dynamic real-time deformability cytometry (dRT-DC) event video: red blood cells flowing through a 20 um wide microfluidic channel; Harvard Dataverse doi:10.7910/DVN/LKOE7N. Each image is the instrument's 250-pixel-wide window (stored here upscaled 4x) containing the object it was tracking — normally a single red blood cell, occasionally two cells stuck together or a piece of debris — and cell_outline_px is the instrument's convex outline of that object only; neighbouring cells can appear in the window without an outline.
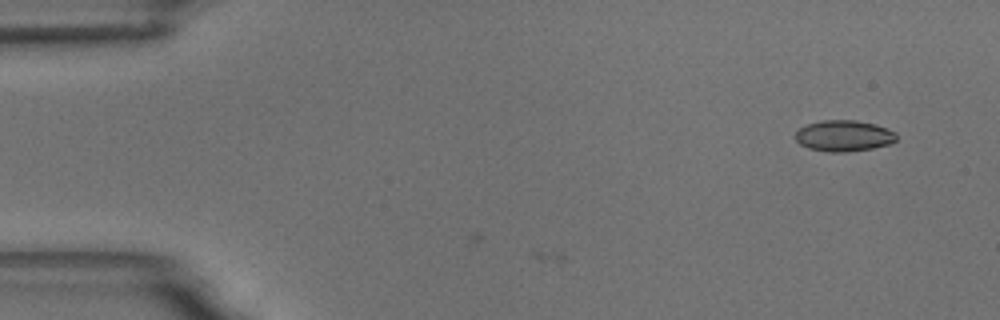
{"species": "common noctule bat (a hibernating species)", "species_latin": "Nyctalus noctula", "temperature_condition": "room temperature", "stored_images_in_passage": 2, "camera_frame_rate_fps": 3000, "um_per_image_px": 0.085, "animal": {"sex": "male", "body_mass_g": 18.8}, "frame": {"image": 1, "passage_image": 2, "time_ms": 0.333, "image_size_px": [1000, 320], "cell_outline_px": [[896, 140], [888, 144], [872, 148], [848, 152], [828, 152], [808, 148], [800, 144], [796, 140], [796, 132], [800, 128], [808, 124], [820, 120], [856, 120], [876, 124], [888, 128], [896, 132]], "centroid_in_image_um": [71.74, 11.54], "position_along_channel_um": 13.3, "area_um2": 18.38}}